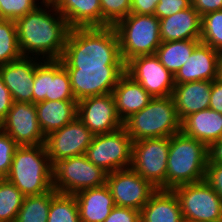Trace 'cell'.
<instances>
[{"instance_id":"1","label":"cell","mask_w":222,"mask_h":222,"mask_svg":"<svg viewBox=\"0 0 222 222\" xmlns=\"http://www.w3.org/2000/svg\"><path fill=\"white\" fill-rule=\"evenodd\" d=\"M22 56L60 60L70 27L53 2H42L15 21Z\"/></svg>"},{"instance_id":"2","label":"cell","mask_w":222,"mask_h":222,"mask_svg":"<svg viewBox=\"0 0 222 222\" xmlns=\"http://www.w3.org/2000/svg\"><path fill=\"white\" fill-rule=\"evenodd\" d=\"M60 61L66 69L125 67L114 27L71 28Z\"/></svg>"},{"instance_id":"3","label":"cell","mask_w":222,"mask_h":222,"mask_svg":"<svg viewBox=\"0 0 222 222\" xmlns=\"http://www.w3.org/2000/svg\"><path fill=\"white\" fill-rule=\"evenodd\" d=\"M212 151L203 143L182 132L170 137L166 190L203 181Z\"/></svg>"},{"instance_id":"4","label":"cell","mask_w":222,"mask_h":222,"mask_svg":"<svg viewBox=\"0 0 222 222\" xmlns=\"http://www.w3.org/2000/svg\"><path fill=\"white\" fill-rule=\"evenodd\" d=\"M52 168L45 144L18 146L5 178L25 197L40 195L53 189Z\"/></svg>"},{"instance_id":"5","label":"cell","mask_w":222,"mask_h":222,"mask_svg":"<svg viewBox=\"0 0 222 222\" xmlns=\"http://www.w3.org/2000/svg\"><path fill=\"white\" fill-rule=\"evenodd\" d=\"M123 128L133 142L145 138L171 137L181 132V121L172 95L152 98L146 107L123 121Z\"/></svg>"},{"instance_id":"6","label":"cell","mask_w":222,"mask_h":222,"mask_svg":"<svg viewBox=\"0 0 222 222\" xmlns=\"http://www.w3.org/2000/svg\"><path fill=\"white\" fill-rule=\"evenodd\" d=\"M124 64L145 55H154L161 44L160 23L156 15L130 13L114 26Z\"/></svg>"},{"instance_id":"7","label":"cell","mask_w":222,"mask_h":222,"mask_svg":"<svg viewBox=\"0 0 222 222\" xmlns=\"http://www.w3.org/2000/svg\"><path fill=\"white\" fill-rule=\"evenodd\" d=\"M107 172L94 165L85 154L57 161L52 168V187L63 194L106 184Z\"/></svg>"},{"instance_id":"8","label":"cell","mask_w":222,"mask_h":222,"mask_svg":"<svg viewBox=\"0 0 222 222\" xmlns=\"http://www.w3.org/2000/svg\"><path fill=\"white\" fill-rule=\"evenodd\" d=\"M170 137L145 138L132 143L131 168L156 189L166 190Z\"/></svg>"},{"instance_id":"9","label":"cell","mask_w":222,"mask_h":222,"mask_svg":"<svg viewBox=\"0 0 222 222\" xmlns=\"http://www.w3.org/2000/svg\"><path fill=\"white\" fill-rule=\"evenodd\" d=\"M173 191L184 222L222 221V198L205 180L177 186Z\"/></svg>"},{"instance_id":"10","label":"cell","mask_w":222,"mask_h":222,"mask_svg":"<svg viewBox=\"0 0 222 222\" xmlns=\"http://www.w3.org/2000/svg\"><path fill=\"white\" fill-rule=\"evenodd\" d=\"M132 139L122 127L117 131L94 135L85 156L107 173L131 167Z\"/></svg>"},{"instance_id":"11","label":"cell","mask_w":222,"mask_h":222,"mask_svg":"<svg viewBox=\"0 0 222 222\" xmlns=\"http://www.w3.org/2000/svg\"><path fill=\"white\" fill-rule=\"evenodd\" d=\"M76 101L70 77L60 60H41L35 69L33 103L42 101Z\"/></svg>"},{"instance_id":"12","label":"cell","mask_w":222,"mask_h":222,"mask_svg":"<svg viewBox=\"0 0 222 222\" xmlns=\"http://www.w3.org/2000/svg\"><path fill=\"white\" fill-rule=\"evenodd\" d=\"M106 185L116 206L140 211L157 189L131 167L107 173Z\"/></svg>"},{"instance_id":"13","label":"cell","mask_w":222,"mask_h":222,"mask_svg":"<svg viewBox=\"0 0 222 222\" xmlns=\"http://www.w3.org/2000/svg\"><path fill=\"white\" fill-rule=\"evenodd\" d=\"M125 73L138 82L153 98L172 95L175 81L154 55L138 56L125 64Z\"/></svg>"},{"instance_id":"14","label":"cell","mask_w":222,"mask_h":222,"mask_svg":"<svg viewBox=\"0 0 222 222\" xmlns=\"http://www.w3.org/2000/svg\"><path fill=\"white\" fill-rule=\"evenodd\" d=\"M93 137L78 117L46 136L45 147L52 166L57 161L85 154Z\"/></svg>"},{"instance_id":"15","label":"cell","mask_w":222,"mask_h":222,"mask_svg":"<svg viewBox=\"0 0 222 222\" xmlns=\"http://www.w3.org/2000/svg\"><path fill=\"white\" fill-rule=\"evenodd\" d=\"M76 101L87 97L112 93L125 67H92L66 69Z\"/></svg>"},{"instance_id":"16","label":"cell","mask_w":222,"mask_h":222,"mask_svg":"<svg viewBox=\"0 0 222 222\" xmlns=\"http://www.w3.org/2000/svg\"><path fill=\"white\" fill-rule=\"evenodd\" d=\"M77 117L94 135L111 133L123 127L112 93L78 101Z\"/></svg>"},{"instance_id":"17","label":"cell","mask_w":222,"mask_h":222,"mask_svg":"<svg viewBox=\"0 0 222 222\" xmlns=\"http://www.w3.org/2000/svg\"><path fill=\"white\" fill-rule=\"evenodd\" d=\"M0 128L19 146L45 144L34 103L13 102Z\"/></svg>"},{"instance_id":"18","label":"cell","mask_w":222,"mask_h":222,"mask_svg":"<svg viewBox=\"0 0 222 222\" xmlns=\"http://www.w3.org/2000/svg\"><path fill=\"white\" fill-rule=\"evenodd\" d=\"M41 59L22 56L0 66V76L9 89L13 102L33 103V81Z\"/></svg>"},{"instance_id":"19","label":"cell","mask_w":222,"mask_h":222,"mask_svg":"<svg viewBox=\"0 0 222 222\" xmlns=\"http://www.w3.org/2000/svg\"><path fill=\"white\" fill-rule=\"evenodd\" d=\"M220 52L200 42L187 62L174 75L175 84L218 79Z\"/></svg>"},{"instance_id":"20","label":"cell","mask_w":222,"mask_h":222,"mask_svg":"<svg viewBox=\"0 0 222 222\" xmlns=\"http://www.w3.org/2000/svg\"><path fill=\"white\" fill-rule=\"evenodd\" d=\"M181 132L213 152L222 142V114L211 108L192 113L181 121Z\"/></svg>"},{"instance_id":"21","label":"cell","mask_w":222,"mask_h":222,"mask_svg":"<svg viewBox=\"0 0 222 222\" xmlns=\"http://www.w3.org/2000/svg\"><path fill=\"white\" fill-rule=\"evenodd\" d=\"M202 16L191 6L159 19L161 42L200 40Z\"/></svg>"},{"instance_id":"22","label":"cell","mask_w":222,"mask_h":222,"mask_svg":"<svg viewBox=\"0 0 222 222\" xmlns=\"http://www.w3.org/2000/svg\"><path fill=\"white\" fill-rule=\"evenodd\" d=\"M212 81L175 84L172 97L180 121L188 115L209 108Z\"/></svg>"},{"instance_id":"23","label":"cell","mask_w":222,"mask_h":222,"mask_svg":"<svg viewBox=\"0 0 222 222\" xmlns=\"http://www.w3.org/2000/svg\"><path fill=\"white\" fill-rule=\"evenodd\" d=\"M74 195L78 204L80 222H104L116 206L106 184L81 190Z\"/></svg>"},{"instance_id":"24","label":"cell","mask_w":222,"mask_h":222,"mask_svg":"<svg viewBox=\"0 0 222 222\" xmlns=\"http://www.w3.org/2000/svg\"><path fill=\"white\" fill-rule=\"evenodd\" d=\"M117 115L124 121L146 107L153 98L143 87L124 73L112 91Z\"/></svg>"},{"instance_id":"25","label":"cell","mask_w":222,"mask_h":222,"mask_svg":"<svg viewBox=\"0 0 222 222\" xmlns=\"http://www.w3.org/2000/svg\"><path fill=\"white\" fill-rule=\"evenodd\" d=\"M53 4L70 28L102 27L99 0H54Z\"/></svg>"},{"instance_id":"26","label":"cell","mask_w":222,"mask_h":222,"mask_svg":"<svg viewBox=\"0 0 222 222\" xmlns=\"http://www.w3.org/2000/svg\"><path fill=\"white\" fill-rule=\"evenodd\" d=\"M141 222H184L179 199L173 190H160L140 210Z\"/></svg>"},{"instance_id":"27","label":"cell","mask_w":222,"mask_h":222,"mask_svg":"<svg viewBox=\"0 0 222 222\" xmlns=\"http://www.w3.org/2000/svg\"><path fill=\"white\" fill-rule=\"evenodd\" d=\"M37 118L44 136L73 121L78 114L77 101H42L35 104Z\"/></svg>"},{"instance_id":"28","label":"cell","mask_w":222,"mask_h":222,"mask_svg":"<svg viewBox=\"0 0 222 222\" xmlns=\"http://www.w3.org/2000/svg\"><path fill=\"white\" fill-rule=\"evenodd\" d=\"M200 40L161 42L155 55L161 64L173 75L187 62Z\"/></svg>"},{"instance_id":"29","label":"cell","mask_w":222,"mask_h":222,"mask_svg":"<svg viewBox=\"0 0 222 222\" xmlns=\"http://www.w3.org/2000/svg\"><path fill=\"white\" fill-rule=\"evenodd\" d=\"M57 193L53 188L40 195L24 197L15 222H47L51 200Z\"/></svg>"},{"instance_id":"30","label":"cell","mask_w":222,"mask_h":222,"mask_svg":"<svg viewBox=\"0 0 222 222\" xmlns=\"http://www.w3.org/2000/svg\"><path fill=\"white\" fill-rule=\"evenodd\" d=\"M24 195L6 178H0V222H15Z\"/></svg>"},{"instance_id":"31","label":"cell","mask_w":222,"mask_h":222,"mask_svg":"<svg viewBox=\"0 0 222 222\" xmlns=\"http://www.w3.org/2000/svg\"><path fill=\"white\" fill-rule=\"evenodd\" d=\"M21 57L15 21L0 17V66Z\"/></svg>"},{"instance_id":"32","label":"cell","mask_w":222,"mask_h":222,"mask_svg":"<svg viewBox=\"0 0 222 222\" xmlns=\"http://www.w3.org/2000/svg\"><path fill=\"white\" fill-rule=\"evenodd\" d=\"M47 222H80L75 195L57 193L51 200Z\"/></svg>"},{"instance_id":"33","label":"cell","mask_w":222,"mask_h":222,"mask_svg":"<svg viewBox=\"0 0 222 222\" xmlns=\"http://www.w3.org/2000/svg\"><path fill=\"white\" fill-rule=\"evenodd\" d=\"M200 41L222 53V10L202 16Z\"/></svg>"},{"instance_id":"34","label":"cell","mask_w":222,"mask_h":222,"mask_svg":"<svg viewBox=\"0 0 222 222\" xmlns=\"http://www.w3.org/2000/svg\"><path fill=\"white\" fill-rule=\"evenodd\" d=\"M102 27H114L131 13V0H99Z\"/></svg>"},{"instance_id":"35","label":"cell","mask_w":222,"mask_h":222,"mask_svg":"<svg viewBox=\"0 0 222 222\" xmlns=\"http://www.w3.org/2000/svg\"><path fill=\"white\" fill-rule=\"evenodd\" d=\"M41 3V0H0V17L16 21Z\"/></svg>"},{"instance_id":"36","label":"cell","mask_w":222,"mask_h":222,"mask_svg":"<svg viewBox=\"0 0 222 222\" xmlns=\"http://www.w3.org/2000/svg\"><path fill=\"white\" fill-rule=\"evenodd\" d=\"M19 145L0 128V178H5L11 168L13 155Z\"/></svg>"},{"instance_id":"37","label":"cell","mask_w":222,"mask_h":222,"mask_svg":"<svg viewBox=\"0 0 222 222\" xmlns=\"http://www.w3.org/2000/svg\"><path fill=\"white\" fill-rule=\"evenodd\" d=\"M204 180L218 193L222 192V161L213 153L210 155Z\"/></svg>"},{"instance_id":"38","label":"cell","mask_w":222,"mask_h":222,"mask_svg":"<svg viewBox=\"0 0 222 222\" xmlns=\"http://www.w3.org/2000/svg\"><path fill=\"white\" fill-rule=\"evenodd\" d=\"M191 6V0H160L156 5L154 15H156L158 19H162Z\"/></svg>"},{"instance_id":"39","label":"cell","mask_w":222,"mask_h":222,"mask_svg":"<svg viewBox=\"0 0 222 222\" xmlns=\"http://www.w3.org/2000/svg\"><path fill=\"white\" fill-rule=\"evenodd\" d=\"M104 222H141L140 211L132 208L115 206Z\"/></svg>"},{"instance_id":"40","label":"cell","mask_w":222,"mask_h":222,"mask_svg":"<svg viewBox=\"0 0 222 222\" xmlns=\"http://www.w3.org/2000/svg\"><path fill=\"white\" fill-rule=\"evenodd\" d=\"M192 7L201 15L222 10V0H191Z\"/></svg>"},{"instance_id":"41","label":"cell","mask_w":222,"mask_h":222,"mask_svg":"<svg viewBox=\"0 0 222 222\" xmlns=\"http://www.w3.org/2000/svg\"><path fill=\"white\" fill-rule=\"evenodd\" d=\"M13 104L9 89L5 86L0 76V124L4 121Z\"/></svg>"},{"instance_id":"42","label":"cell","mask_w":222,"mask_h":222,"mask_svg":"<svg viewBox=\"0 0 222 222\" xmlns=\"http://www.w3.org/2000/svg\"><path fill=\"white\" fill-rule=\"evenodd\" d=\"M160 0H131V13L154 15L156 5Z\"/></svg>"},{"instance_id":"43","label":"cell","mask_w":222,"mask_h":222,"mask_svg":"<svg viewBox=\"0 0 222 222\" xmlns=\"http://www.w3.org/2000/svg\"><path fill=\"white\" fill-rule=\"evenodd\" d=\"M209 108L222 114V81H212Z\"/></svg>"},{"instance_id":"44","label":"cell","mask_w":222,"mask_h":222,"mask_svg":"<svg viewBox=\"0 0 222 222\" xmlns=\"http://www.w3.org/2000/svg\"><path fill=\"white\" fill-rule=\"evenodd\" d=\"M220 161H222V142L212 152Z\"/></svg>"},{"instance_id":"45","label":"cell","mask_w":222,"mask_h":222,"mask_svg":"<svg viewBox=\"0 0 222 222\" xmlns=\"http://www.w3.org/2000/svg\"><path fill=\"white\" fill-rule=\"evenodd\" d=\"M218 79L222 81V53L220 54L218 62Z\"/></svg>"},{"instance_id":"46","label":"cell","mask_w":222,"mask_h":222,"mask_svg":"<svg viewBox=\"0 0 222 222\" xmlns=\"http://www.w3.org/2000/svg\"><path fill=\"white\" fill-rule=\"evenodd\" d=\"M42 2H53L54 0H41Z\"/></svg>"}]
</instances>
